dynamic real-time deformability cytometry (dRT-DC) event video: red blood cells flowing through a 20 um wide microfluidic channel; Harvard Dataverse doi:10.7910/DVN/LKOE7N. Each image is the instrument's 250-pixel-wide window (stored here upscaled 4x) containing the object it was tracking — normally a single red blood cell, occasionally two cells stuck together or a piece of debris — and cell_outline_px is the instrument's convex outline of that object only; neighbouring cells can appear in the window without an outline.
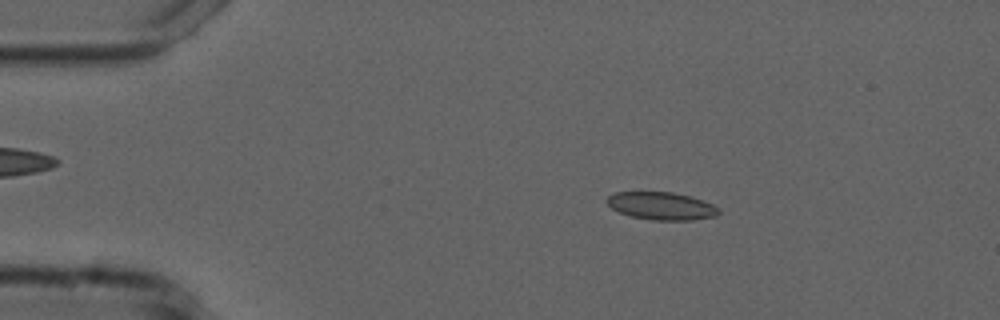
{"species": "common noctule bat (a hibernating species)", "species_latin": "Nyctalus noctula", "temperature_condition": "cold", "stored_images_in_passage": 53, "camera_frame_rate_fps": 3000, "um_per_image_px": 0.085, "animal": {"sex": "male", "forearm_length_mm": 52.5}, "frame": {"image": 1, "passage_image": 8, "time_ms": 2.333, "image_size_px": [1000, 320], "cell_outline_px": [[720, 212], [716, 216], [692, 220], [652, 220], [632, 216], [620, 212], [612, 208], [604, 200], [608, 196], [616, 192], [672, 192], [692, 196], [712, 204], [720, 208]], "centroid_in_image_um": [56.24, 17.5], "position_along_channel_um": 28.8, "area_um2": 18.09}}
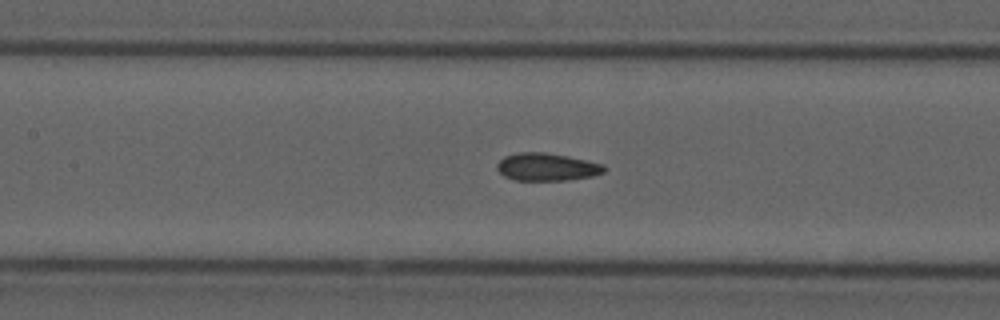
{"frame": {"image": 2, "passage_image": 23, "time_ms": 7.333, "image_size_px": [1000, 320], "cell_outline_px": [[608, 168], [604, 172], [592, 176], [568, 180], [516, 180], [504, 176], [496, 168], [496, 164], [504, 156], [516, 152], [544, 152], [568, 156], [604, 164]], "centroid_in_image_um": [46.49, 14.18], "position_along_channel_um": 160.9, "area_um2": 17.4}}
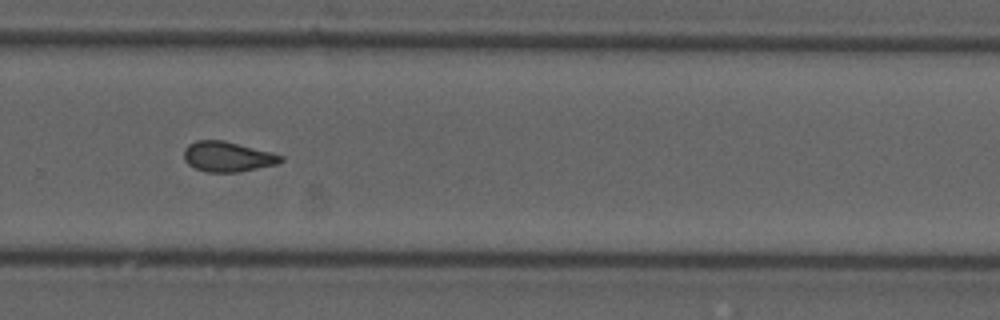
{"frame": {"image": 3, "passage_image": 35, "time_ms": 11.333, "image_size_px": [1000, 320], "cell_outline_px": [[284, 160], [276, 164], [240, 172], [204, 172], [188, 164], [184, 160], [184, 148], [188, 144], [196, 140], [224, 140], [272, 152], [284, 156]], "centroid_in_image_um": [19.34, 13.31], "position_along_channel_um": 310.5, "area_um2": 17.17}, "authors_computed_cell_mechanics": {"area_um2": 17.3978, "velocity_mm_per_s": 3.7529, "shape_relaxation_time_tau1_ms": null, "shape_relaxation_time_tau2_ms": 1.4949, "deformation_change_tau1": null, "deformation_change_tau2": 0.0733}}